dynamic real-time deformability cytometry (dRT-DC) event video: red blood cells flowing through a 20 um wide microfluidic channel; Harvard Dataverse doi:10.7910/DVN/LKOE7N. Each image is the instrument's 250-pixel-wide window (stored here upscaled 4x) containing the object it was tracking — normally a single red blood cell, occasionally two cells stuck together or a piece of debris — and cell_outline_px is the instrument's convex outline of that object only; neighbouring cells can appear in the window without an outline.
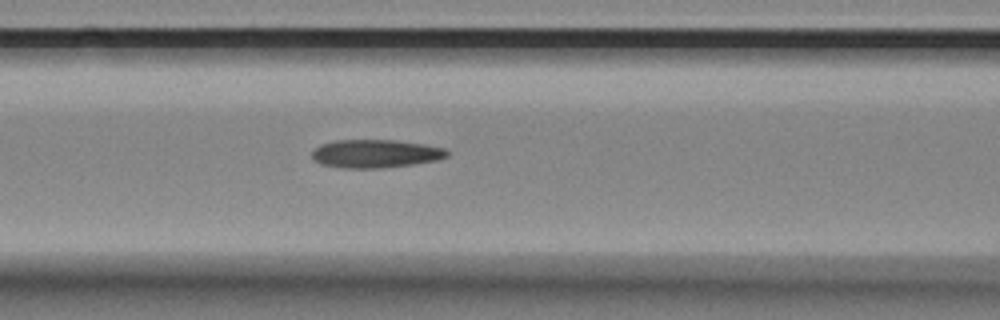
{"species": "Egyptian fruit bat (a non-hibernating species)", "species_latin": "Rousettus aegyptiacus", "temperature_condition": "room temperature", "stored_images_in_passage": 8, "segment_of_instrument_passage": [2, 2], "camera_frame_rate_fps": 3000, "um_per_image_px": 0.085, "animal": {"sex": "female"}, "frame": {"image": 1, "passage_image": 8, "time_ms": 2.333, "image_size_px": [1000, 320], "cell_outline_px": [[448, 156], [436, 160], [412, 164], [380, 168], [344, 168], [320, 164], [312, 160], [312, 152], [320, 144], [336, 140], [392, 140], [424, 144], [444, 148], [448, 152]], "centroid_in_image_um": [31.88, 13.06], "position_along_channel_um": 134.7, "area_um2": 22.14}}